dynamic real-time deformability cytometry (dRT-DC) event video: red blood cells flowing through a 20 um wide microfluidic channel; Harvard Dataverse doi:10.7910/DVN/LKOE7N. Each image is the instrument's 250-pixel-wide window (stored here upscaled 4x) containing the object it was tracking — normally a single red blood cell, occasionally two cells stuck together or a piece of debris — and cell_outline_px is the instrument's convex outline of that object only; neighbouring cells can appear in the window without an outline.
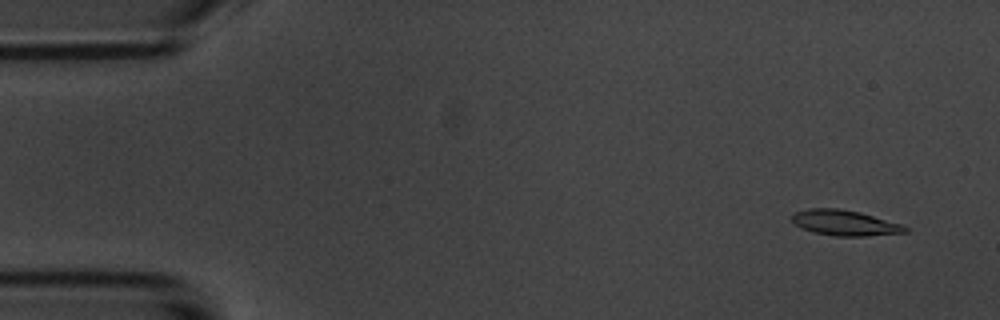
{"species": "common noctule bat (a hibernating species)", "species_latin": "Nyctalus noctula", "temperature_condition": "room temperature", "stored_images_in_passage": 5, "camera_frame_rate_fps": 3000, "um_per_image_px": 0.085, "animal": {"sex": "male", "body_mass_g": 20.1, "forearm_length_mm": 53.5}, "frame": {"image": 1, "passage_image": 2, "time_ms": 1.0, "image_size_px": [1000, 320], "cell_outline_px": [[908, 232], [864, 236], [836, 236], [812, 232], [800, 228], [792, 220], [792, 212], [808, 208], [840, 208], [860, 212], [904, 224], [908, 228]], "centroid_in_image_um": [71.8, 18.93], "position_along_channel_um": 13.2, "area_um2": 17.05}}
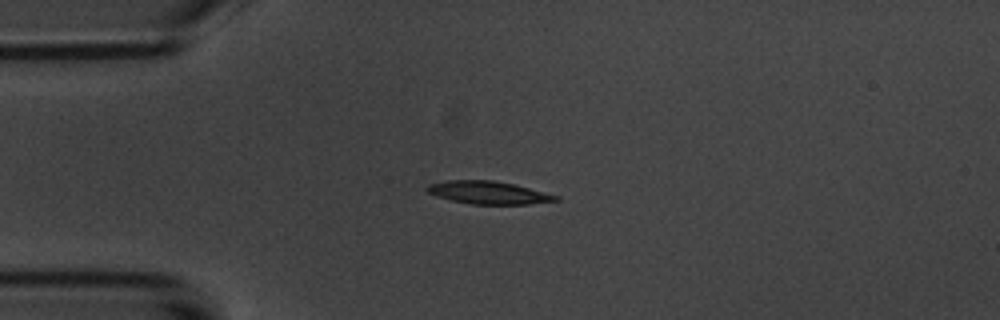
{"frame": {"image": 2, "passage_image": 5, "time_ms": 4.333, "image_size_px": [1000, 320], "cell_outline_px": [[560, 200], [528, 204], [472, 204], [452, 200], [436, 196], [428, 192], [424, 188], [428, 184], [448, 180], [492, 180], [512, 184], [560, 196]], "centroid_in_image_um": [41.49, 16.37], "position_along_channel_um": 43.5, "area_um2": 16.94}}